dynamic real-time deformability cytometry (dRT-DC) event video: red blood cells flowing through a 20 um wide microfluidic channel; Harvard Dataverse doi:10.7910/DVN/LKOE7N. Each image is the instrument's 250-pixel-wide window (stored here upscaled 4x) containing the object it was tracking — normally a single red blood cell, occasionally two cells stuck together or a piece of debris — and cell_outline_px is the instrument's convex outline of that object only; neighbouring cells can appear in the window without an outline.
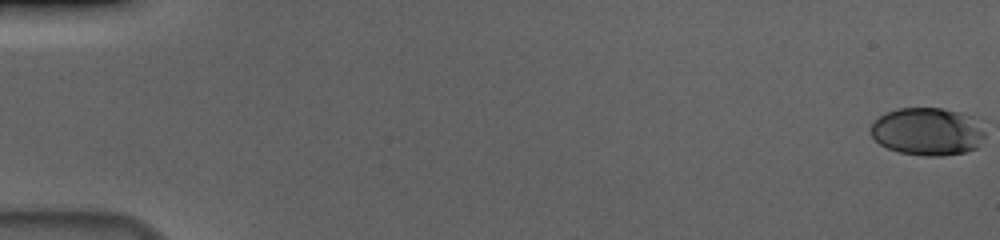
{"species": "human", "species_latin": "Homo sapiens", "temperature_condition": "cold", "stored_images_in_passage": 58, "camera_frame_rate_fps": 3000, "um_per_image_px": 0.085, "donor": {"sex": "male"}, "frame": {"image": 1, "passage_image": 1, "time_ms": 0.0, "image_size_px": [1000, 240], "cell_outline_px": [[984, 136], [976, 148], [964, 152], [944, 156], [924, 156], [900, 152], [888, 148], [880, 144], [872, 136], [872, 124], [880, 116], [888, 112], [900, 108], [940, 108], [964, 112], [980, 120], [984, 124]], "centroid_in_image_um": [78.91, 11.17], "position_along_channel_um": 6.1, "area_um2": 31.96}}
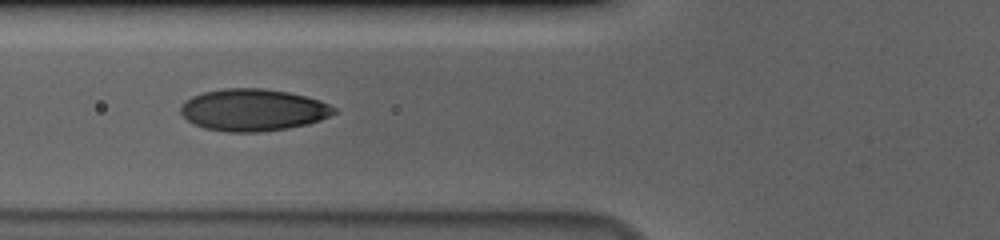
{"frame": {"image": 2, "passage_image": 24, "time_ms": 7.667, "image_size_px": [1000, 240], "cell_outline_px": [[336, 112], [320, 120], [308, 124], [288, 128], [260, 132], [224, 132], [204, 128], [192, 124], [180, 112], [180, 108], [192, 96], [204, 92], [224, 88], [260, 88], [288, 92], [320, 100], [336, 108]], "centroid_in_image_um": [21.51, 9.35], "position_along_channel_um": 104.3, "area_um2": 37.45}}
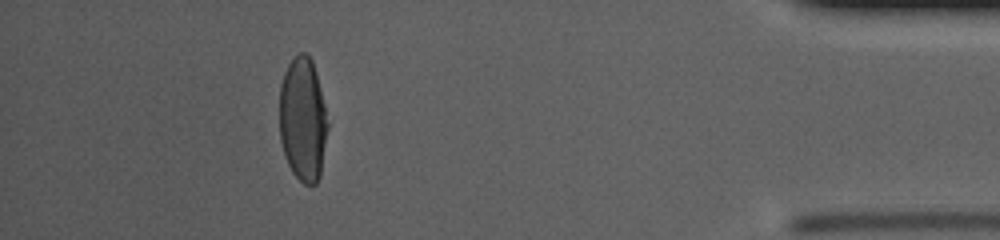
{"frame": {"image": 3, "passage_image": 53, "time_ms": 17.333, "image_size_px": [1000, 240], "cell_outline_px": [[328, 128], [320, 176], [316, 184], [304, 184], [292, 172], [288, 164], [280, 140], [280, 84], [284, 72], [288, 64], [300, 52], [304, 52], [312, 60], [324, 104], [328, 124]], "centroid_in_image_um": [25.74, 10.17], "position_along_channel_um": 409.5, "area_um2": 34.62}, "authors_computed_cell_mechanics": {"area_um2": 35.8649, "velocity_mm_per_s": 3.6678, "shape_relaxation_time_tau1_ms": 4.7307, "shape_relaxation_time_tau2_ms": null, "deformation_change_tau1": 0.1873, "deformation_change_tau2": null}}